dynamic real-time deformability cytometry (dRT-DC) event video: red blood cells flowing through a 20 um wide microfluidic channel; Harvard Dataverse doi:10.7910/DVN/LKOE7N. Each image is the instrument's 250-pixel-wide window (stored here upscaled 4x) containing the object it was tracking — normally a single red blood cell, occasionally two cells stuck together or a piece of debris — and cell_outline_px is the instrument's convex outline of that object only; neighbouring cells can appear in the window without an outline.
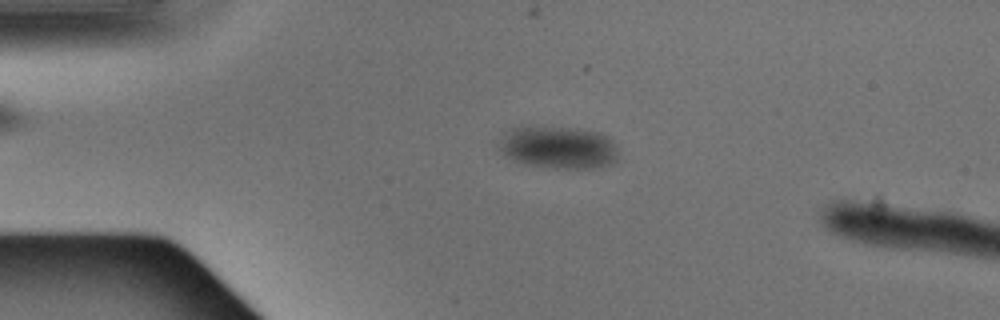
{"species": "Egyptian fruit bat (a non-hibernating species)", "species_latin": "Rousettus aegyptiacus", "temperature_condition": "warm", "stored_images_in_passage": 4, "camera_frame_rate_fps": 3000, "um_per_image_px": 0.085, "animal": {"sex": "male"}, "frame": {"image": 1, "passage_image": 2, "time_ms": 0.333, "image_size_px": [1000, 320], "cell_outline_px": [[616, 160], [612, 164], [596, 168], [548, 168], [524, 164], [512, 160], [500, 152], [496, 148], [500, 140], [512, 128], [520, 124], [580, 128], [600, 132], [608, 136], [616, 144]], "centroid_in_image_um": [47.42, 12.5], "position_along_channel_um": 37.6, "area_um2": 30.52}}